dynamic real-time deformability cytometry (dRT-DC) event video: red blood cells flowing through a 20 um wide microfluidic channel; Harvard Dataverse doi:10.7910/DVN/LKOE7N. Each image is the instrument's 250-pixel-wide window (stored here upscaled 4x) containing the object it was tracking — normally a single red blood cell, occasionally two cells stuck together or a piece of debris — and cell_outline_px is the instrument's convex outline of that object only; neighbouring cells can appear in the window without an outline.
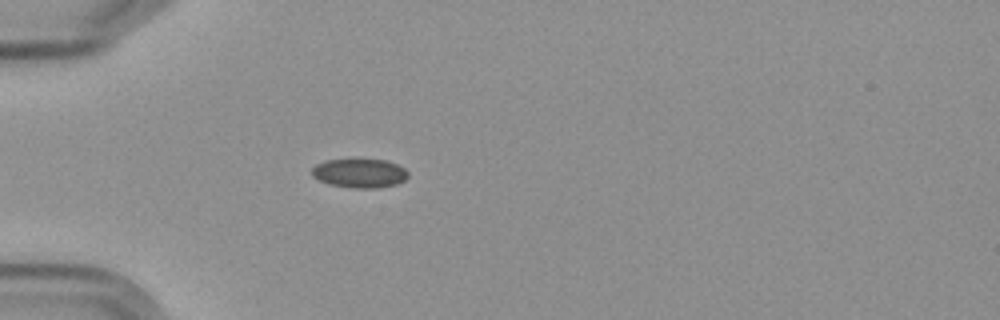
{"species": "Egyptian fruit bat (a non-hibernating species)", "species_latin": "Rousettus aegyptiacus", "temperature_condition": "cold", "stored_images_in_passage": 3, "camera_frame_rate_fps": 3000, "um_per_image_px": 0.085, "frame": {"image": 1, "passage_image": 2, "time_ms": 1.333, "image_size_px": [1000, 320], "cell_outline_px": [[408, 176], [404, 180], [396, 184], [380, 188], [352, 188], [328, 184], [312, 176], [312, 168], [316, 164], [328, 160], [384, 160], [396, 164], [404, 168], [408, 172]], "centroid_in_image_um": [30.57, 14.74], "position_along_channel_um": 54.4, "area_um2": 16.13}}